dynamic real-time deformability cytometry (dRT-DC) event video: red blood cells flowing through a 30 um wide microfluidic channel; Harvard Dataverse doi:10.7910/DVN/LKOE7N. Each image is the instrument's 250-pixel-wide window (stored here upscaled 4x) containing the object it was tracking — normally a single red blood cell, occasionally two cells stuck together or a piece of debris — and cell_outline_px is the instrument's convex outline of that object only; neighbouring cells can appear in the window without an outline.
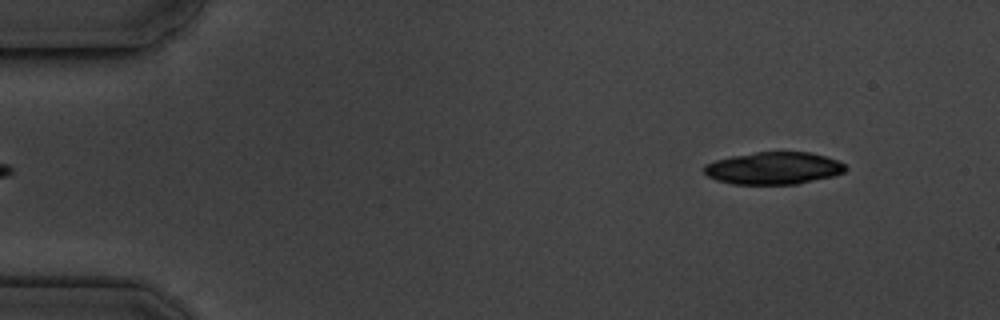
{"species": "common noctule bat (a hibernating species)", "species_latin": "Nyctalus noctula", "temperature_condition": "cold", "stored_images_in_passage": 5, "segment_of_instrument_passage": [2, 2], "camera_frame_rate_fps": 3000, "um_per_image_px": 0.085, "animal": {"sex": "male", "body_mass_g": 19.5, "forearm_length_mm": 54.6}, "frame": {"image": 1, "passage_image": 5, "time_ms": 6.333, "image_size_px": [1000, 320], "cell_outline_px": [[848, 168], [844, 172], [832, 176], [796, 184], [732, 184], [716, 180], [708, 176], [704, 172], [704, 164], [716, 160], [732, 156], [756, 152], [808, 152], [824, 156], [836, 160], [844, 164]], "centroid_in_image_um": [65.74, 14.3], "position_along_channel_um": 19.3, "area_um2": 26.47}}